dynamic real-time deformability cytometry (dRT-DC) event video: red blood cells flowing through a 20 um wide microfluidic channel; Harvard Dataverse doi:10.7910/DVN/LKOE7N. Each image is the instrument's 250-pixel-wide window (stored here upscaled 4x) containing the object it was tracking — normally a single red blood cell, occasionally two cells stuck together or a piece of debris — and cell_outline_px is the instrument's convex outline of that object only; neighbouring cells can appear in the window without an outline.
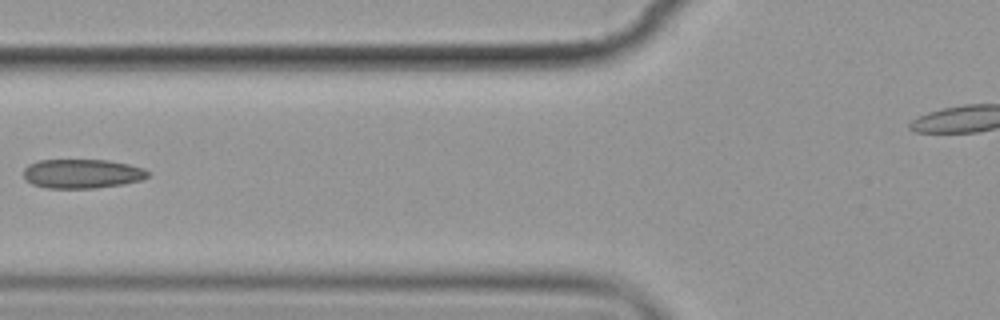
{"species": "common noctule bat (a hibernating species)", "species_latin": "Nyctalus noctula", "temperature_condition": "cold", "stored_images_in_passage": 4, "camera_frame_rate_fps": 3000, "um_per_image_px": 0.085, "animal": {"sex": "female", "body_mass_g": 19.9}, "frame": {"image": 1, "passage_image": 4, "time_ms": 3.667, "image_size_px": [1000, 320], "cell_outline_px": [[148, 176], [140, 180], [124, 184], [96, 188], [48, 188], [32, 184], [24, 180], [24, 168], [28, 164], [40, 160], [108, 160], [128, 164], [144, 168], [148, 172]], "centroid_in_image_um": [6.95, 14.76], "position_along_channel_um": 118.8, "area_um2": 21.21}}